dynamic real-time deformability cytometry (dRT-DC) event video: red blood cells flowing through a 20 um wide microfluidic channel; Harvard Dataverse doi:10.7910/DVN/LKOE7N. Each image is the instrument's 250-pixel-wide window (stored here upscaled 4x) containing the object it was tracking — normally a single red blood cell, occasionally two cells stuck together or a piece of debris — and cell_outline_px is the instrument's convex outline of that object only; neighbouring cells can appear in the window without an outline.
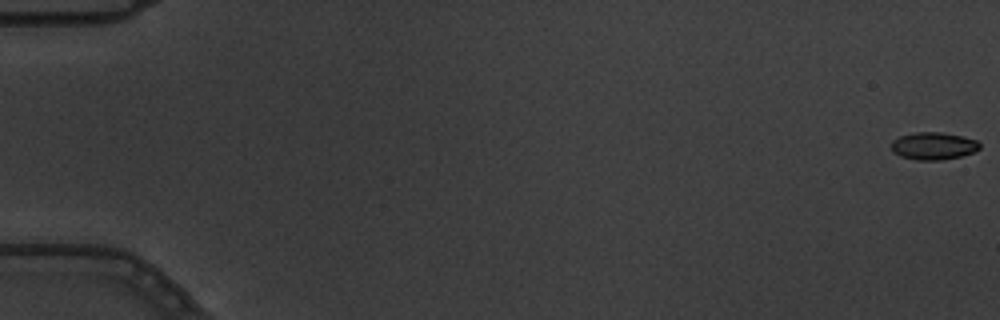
{"species": "common noctule bat (a hibernating species)", "species_latin": "Nyctalus noctula", "temperature_condition": "warm", "stored_images_in_passage": 6, "camera_frame_rate_fps": 3000, "um_per_image_px": 0.085, "animal": {"sex": "male", "body_mass_g": 19.5, "forearm_length_mm": 54.6}, "frame": {"image": 1, "passage_image": 1, "time_ms": 0.0, "image_size_px": [1000, 320], "cell_outline_px": [[980, 148], [976, 152], [960, 156], [940, 160], [916, 160], [900, 156], [892, 152], [892, 140], [900, 136], [916, 132], [940, 132], [964, 136], [976, 140], [980, 144]], "centroid_in_image_um": [79.35, 12.4], "position_along_channel_um": 5.6, "area_um2": 14.22}}
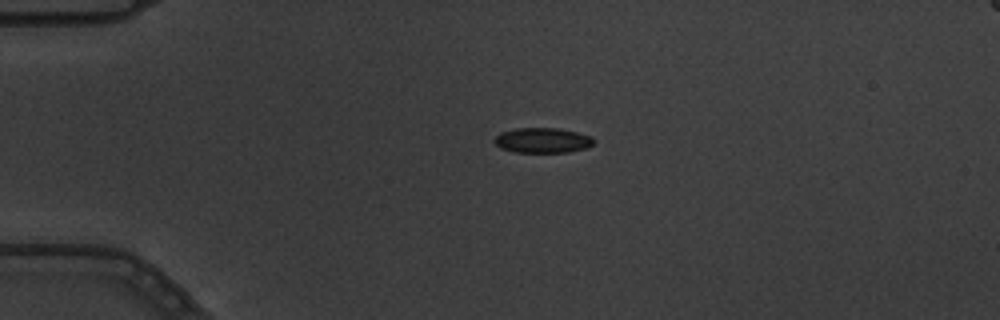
{"frame": {"image": 2, "passage_image": 5, "time_ms": 1.333, "image_size_px": [1000, 320], "cell_outline_px": [[596, 140], [592, 144], [584, 148], [568, 152], [516, 152], [500, 148], [492, 140], [500, 132], [516, 128], [556, 128], [576, 132], [592, 136]], "centroid_in_image_um": [46.09, 11.92], "position_along_channel_um": 38.9, "area_um2": 14.51}}